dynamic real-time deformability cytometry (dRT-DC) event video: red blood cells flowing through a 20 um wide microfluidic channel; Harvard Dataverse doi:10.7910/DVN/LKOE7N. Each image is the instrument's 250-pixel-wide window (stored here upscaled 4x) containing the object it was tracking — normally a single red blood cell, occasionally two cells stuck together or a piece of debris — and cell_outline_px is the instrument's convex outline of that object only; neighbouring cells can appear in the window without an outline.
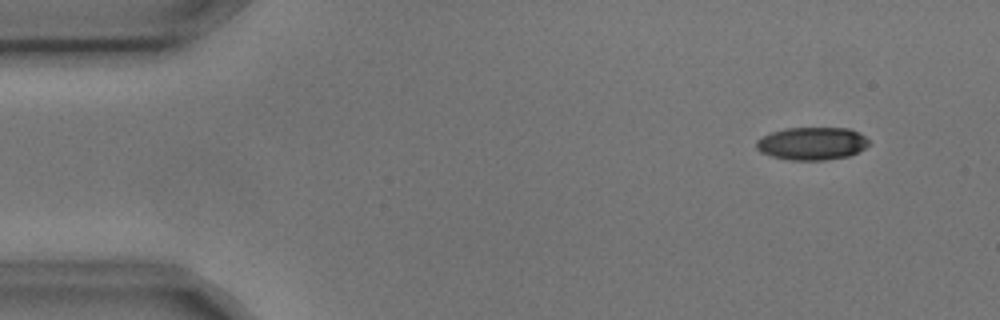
{"species": "common noctule bat (a hibernating species)", "species_latin": "Nyctalus noctula", "temperature_condition": "cold", "stored_images_in_passage": 5, "camera_frame_rate_fps": 3000, "um_per_image_px": 0.085, "animal": {"sex": "male", "body_mass_g": 17.9, "forearm_length_mm": 54.2}, "frame": {"image": 1, "passage_image": 2, "time_ms": 0.333, "image_size_px": [1000, 320], "cell_outline_px": [[868, 144], [864, 148], [848, 156], [824, 160], [788, 160], [772, 156], [760, 152], [756, 148], [756, 140], [772, 132], [784, 128], [848, 128], [860, 132], [868, 140]], "centroid_in_image_um": [69.0, 12.19], "position_along_channel_um": 16.0, "area_um2": 21.44}}
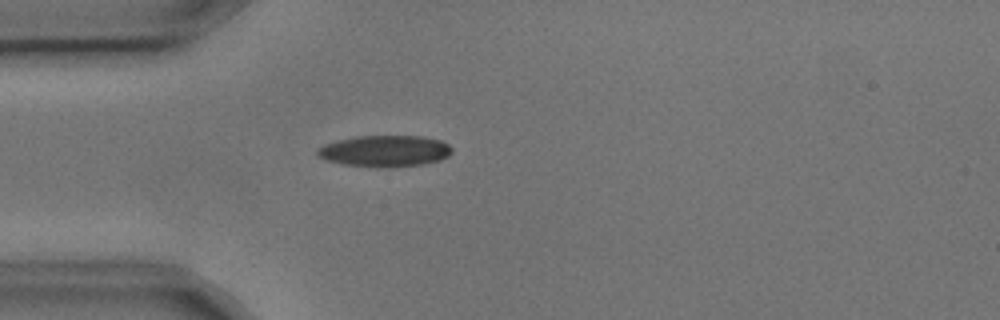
{"frame": {"image": 2, "passage_image": 5, "time_ms": 1.333, "image_size_px": [1000, 320], "cell_outline_px": [[452, 152], [448, 156], [440, 160], [424, 164], [388, 168], [376, 168], [340, 164], [324, 160], [316, 156], [316, 148], [324, 144], [336, 140], [356, 136], [420, 136], [440, 140], [448, 144], [452, 148]], "centroid_in_image_um": [32.65, 12.85], "position_along_channel_um": 52.3, "area_um2": 25.14}}